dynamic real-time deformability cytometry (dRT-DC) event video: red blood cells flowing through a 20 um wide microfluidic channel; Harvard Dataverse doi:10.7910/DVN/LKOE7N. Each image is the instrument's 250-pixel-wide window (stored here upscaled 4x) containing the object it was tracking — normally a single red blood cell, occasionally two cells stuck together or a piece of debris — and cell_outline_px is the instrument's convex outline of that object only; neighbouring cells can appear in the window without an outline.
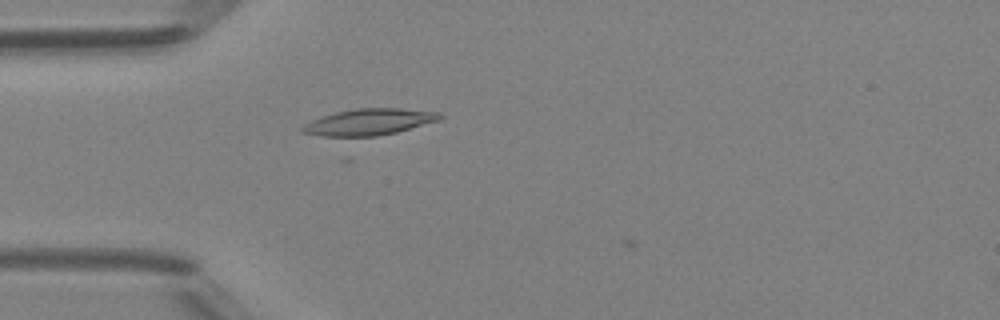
{"species": "Egyptian fruit bat (a non-hibernating species)", "species_latin": "Rousettus aegyptiacus", "temperature_condition": "room temperature", "stored_images_in_passage": 2, "camera_frame_rate_fps": 3000, "um_per_image_px": 0.085, "animal": {"sex": "female"}, "frame": {"image": 1, "passage_image": 1, "time_ms": 0.0, "image_size_px": [1000, 320], "cell_outline_px": [[444, 116], [440, 120], [396, 132], [376, 136], [348, 140], [344, 140], [320, 136], [300, 132], [300, 128], [304, 124], [320, 116], [336, 112], [356, 108], [400, 108], [436, 112]], "centroid_in_image_um": [31.25, 10.42], "position_along_channel_um": 53.7, "area_um2": 21.96}}